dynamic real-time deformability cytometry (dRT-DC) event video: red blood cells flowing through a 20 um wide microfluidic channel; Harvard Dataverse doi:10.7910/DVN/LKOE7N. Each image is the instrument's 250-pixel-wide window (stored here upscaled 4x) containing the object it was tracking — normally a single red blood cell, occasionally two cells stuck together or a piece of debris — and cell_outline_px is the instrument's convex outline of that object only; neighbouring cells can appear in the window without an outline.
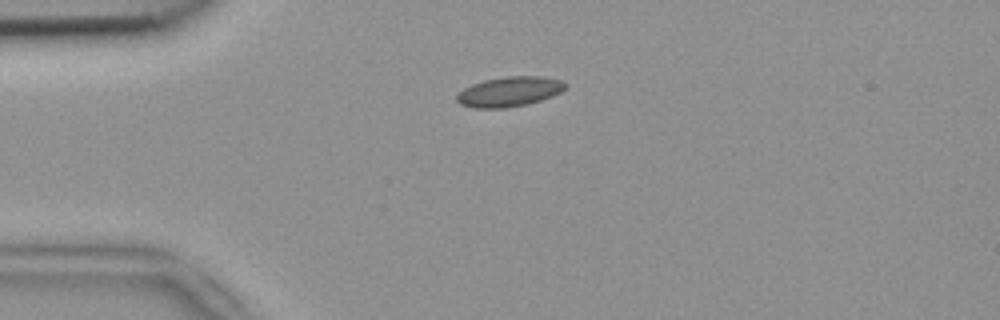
{"species": "common noctule bat (a hibernating species)", "species_latin": "Nyctalus noctula", "temperature_condition": "room temperature", "stored_images_in_passage": 41, "camera_frame_rate_fps": 3000, "um_per_image_px": 0.085, "animal": {"sex": "female", "body_mass_g": 18.4}, "frame": {"image": 1, "passage_image": 1, "time_ms": 0.0, "image_size_px": [1000, 320], "cell_outline_px": [[568, 84], [560, 92], [552, 96], [528, 104], [504, 108], [472, 108], [460, 104], [456, 100], [456, 96], [464, 88], [472, 84], [484, 80], [504, 76], [540, 76], [560, 80]], "centroid_in_image_um": [43.27, 7.79], "position_along_channel_um": 41.7, "area_um2": 18.9}}
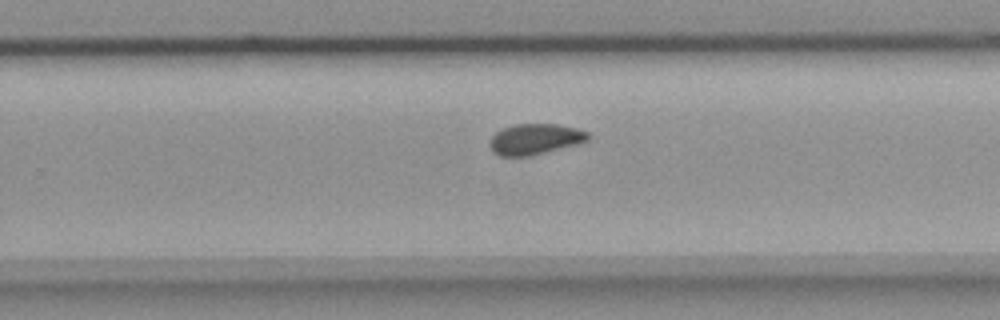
{"frame": {"image": 2, "passage_image": 22, "time_ms": 7.0, "image_size_px": [1000, 320], "cell_outline_px": [[592, 136], [588, 140], [576, 144], [528, 156], [500, 156], [492, 152], [488, 144], [488, 140], [496, 132], [512, 124], [556, 124], [576, 128], [588, 132]], "centroid_in_image_um": [45.44, 11.82], "position_along_channel_um": 284.4, "area_um2": 17.63}}
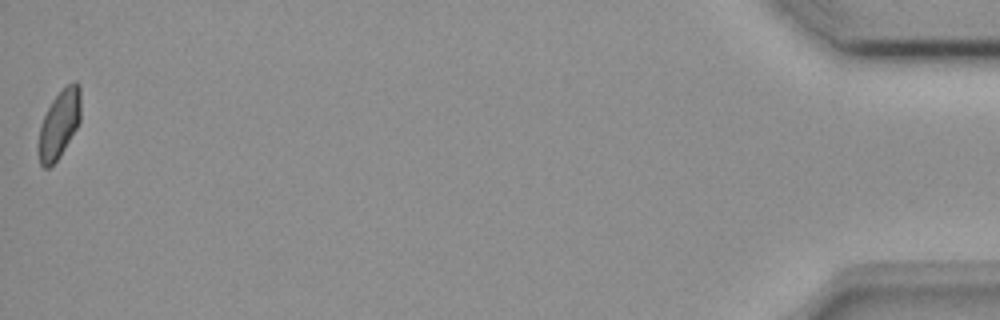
{"frame": {"image": 3, "passage_image": 41, "time_ms": 13.333, "image_size_px": [1000, 320], "cell_outline_px": [[80, 120], [76, 128], [60, 156], [48, 168], [44, 168], [40, 164], [36, 152], [36, 148], [40, 124], [52, 100], [72, 80], [76, 80], [80, 84]], "centroid_in_image_um": [5.0, 10.57], "position_along_channel_um": 430.2, "area_um2": 16.94}, "authors_computed_cell_mechanics": {"area_um2": 17.8024, "velocity_mm_per_s": 3.8184, "shape_relaxation_time_tau1_ms": 11.1414, "shape_relaxation_time_tau2_ms": null, "deformation_change_tau1": 0.1367, "deformation_change_tau2": null}}